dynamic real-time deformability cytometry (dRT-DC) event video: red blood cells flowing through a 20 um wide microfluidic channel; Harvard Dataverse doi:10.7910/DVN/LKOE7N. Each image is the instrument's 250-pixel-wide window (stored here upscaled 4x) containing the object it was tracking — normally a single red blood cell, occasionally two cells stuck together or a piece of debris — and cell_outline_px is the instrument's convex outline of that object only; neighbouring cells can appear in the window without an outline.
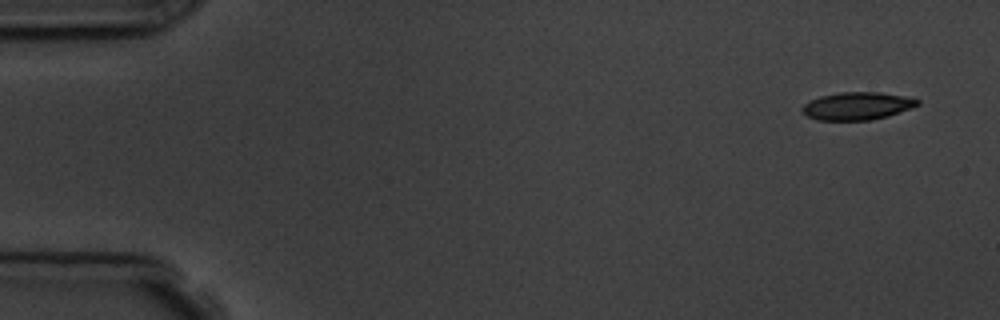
{"species": "common noctule bat (a hibernating species)", "species_latin": "Nyctalus noctula", "temperature_condition": "room temperature", "stored_images_in_passage": 9, "camera_frame_rate_fps": 3000, "um_per_image_px": 0.085, "animal": {"sex": "male", "body_mass_g": 19.5, "forearm_length_mm": 54.6}, "frame": {"image": 1, "passage_image": 1, "time_ms": 0.0, "image_size_px": [1000, 320], "cell_outline_px": [[920, 104], [888, 116], [868, 120], [816, 120], [808, 116], [800, 108], [804, 104], [820, 96], [840, 92], [880, 92], [912, 96], [920, 100]], "centroid_in_image_um": [72.9, 8.99], "position_along_channel_um": 12.1, "area_um2": 18.67}}